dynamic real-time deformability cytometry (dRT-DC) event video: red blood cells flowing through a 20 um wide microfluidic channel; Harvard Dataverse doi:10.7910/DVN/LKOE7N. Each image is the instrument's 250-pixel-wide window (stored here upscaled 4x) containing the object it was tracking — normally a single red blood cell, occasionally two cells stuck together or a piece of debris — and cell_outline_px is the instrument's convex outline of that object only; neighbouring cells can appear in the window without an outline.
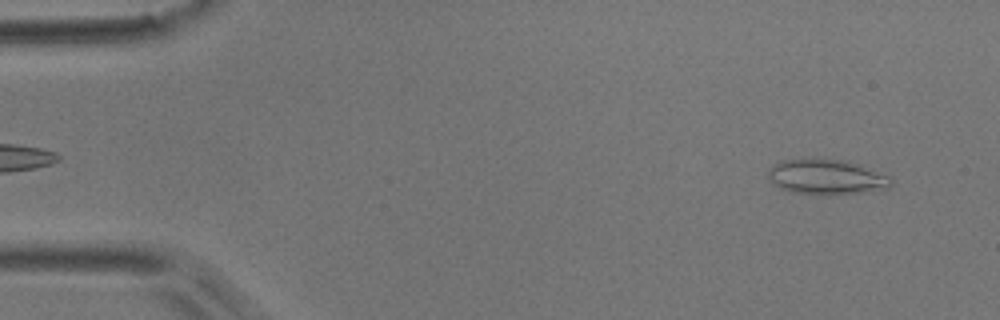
{"species": "common noctule bat (a hibernating species)", "species_latin": "Nyctalus noctula", "temperature_condition": "room temperature", "stored_images_in_passage": 53, "camera_frame_rate_fps": 3000, "um_per_image_px": 0.085, "animal": {"sex": "male", "body_mass_g": 17.9}, "frame": {"image": 1, "passage_image": 3, "time_ms": 0.667, "image_size_px": [1000, 320], "cell_outline_px": [[892, 184], [888, 188], [864, 192], [828, 196], [792, 192], [780, 188], [772, 184], [768, 176], [768, 168], [780, 160], [844, 160], [860, 164], [892, 176]], "centroid_in_image_um": [70.28, 15.07], "position_along_channel_um": 14.7, "area_um2": 25.43}}
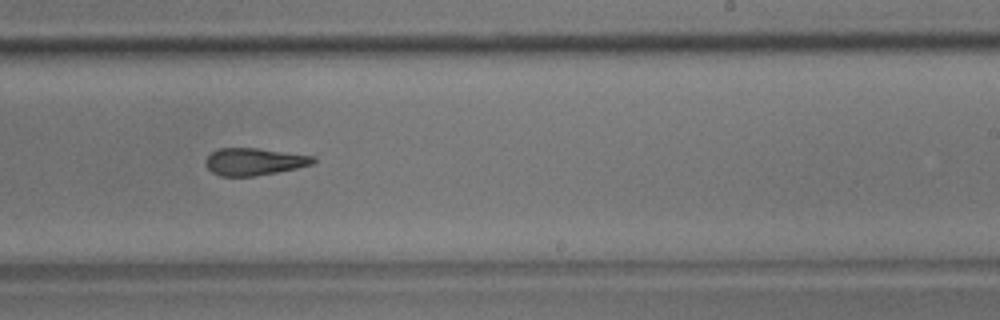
{"frame": {"image": 2, "passage_image": 32, "time_ms": 10.333, "image_size_px": [1000, 320], "cell_outline_px": [[316, 160], [312, 164], [296, 168], [276, 172], [252, 176], [220, 176], [212, 172], [204, 164], [204, 160], [212, 152], [220, 148], [256, 148], [312, 156]], "centroid_in_image_um": [21.54, 13.74], "position_along_channel_um": 267.5, "area_um2": 16.82}}
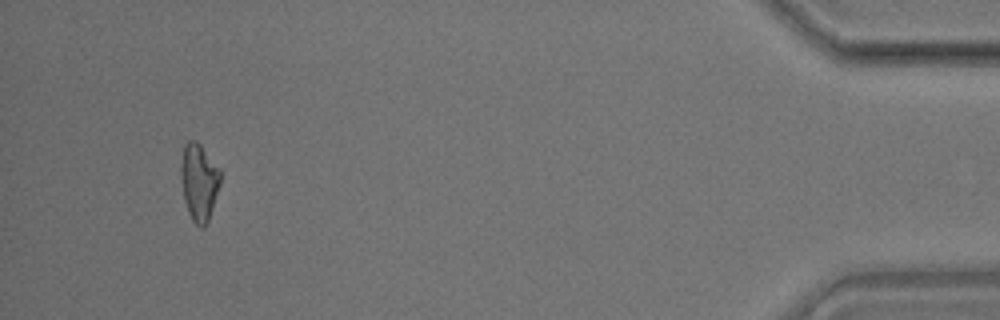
{"frame": {"image": 3, "passage_image": 50, "time_ms": 16.333, "image_size_px": [1000, 320], "cell_outline_px": [[220, 184], [208, 220], [204, 228], [200, 228], [192, 220], [188, 212], [184, 200], [180, 172], [180, 168], [184, 144], [188, 140], [196, 140], [200, 144], [220, 168]], "centroid_in_image_um": [16.91, 15.45], "position_along_channel_um": 418.3, "area_um2": 17.74}, "authors_computed_cell_mechanics": {"area_um2": 18.0914, "velocity_mm_per_s": 3.6941, "shape_relaxation_time_tau1_ms": null, "shape_relaxation_time_tau2_ms": 5.3077, "deformation_change_tau1": null, "deformation_change_tau2": 0.1459}}